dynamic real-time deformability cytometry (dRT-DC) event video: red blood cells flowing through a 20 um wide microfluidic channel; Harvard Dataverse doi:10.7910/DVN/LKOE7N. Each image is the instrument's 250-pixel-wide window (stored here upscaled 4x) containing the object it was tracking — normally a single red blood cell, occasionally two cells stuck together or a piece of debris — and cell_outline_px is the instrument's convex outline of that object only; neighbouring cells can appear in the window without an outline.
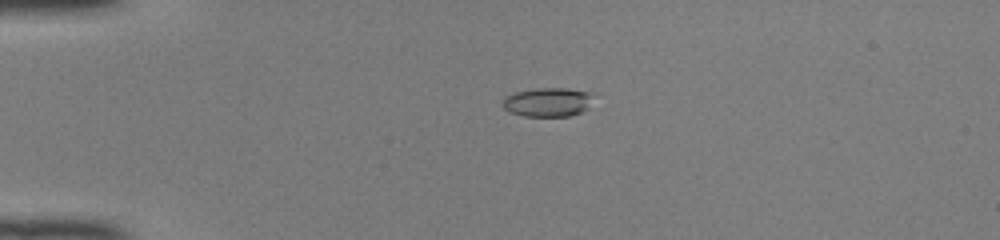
{"species": "common noctule bat (a hibernating species)", "species_latin": "Nyctalus noctula", "temperature_condition": "room temperature", "stored_images_in_passage": 40, "camera_frame_rate_fps": 3000, "um_per_image_px": 0.085, "animal": {"sex": "female", "body_mass_g": 22.0, "forearm_length_mm": 56.7}, "frame": {"image": 1, "passage_image": 2, "time_ms": 0.333, "image_size_px": [1000, 240], "cell_outline_px": [[592, 92], [588, 108], [580, 112], [568, 116], [524, 116], [508, 112], [500, 104], [504, 96], [516, 92], [536, 88], [568, 88]], "centroid_in_image_um": [46.5, 8.67], "position_along_channel_um": 38.5, "area_um2": 15.43}}
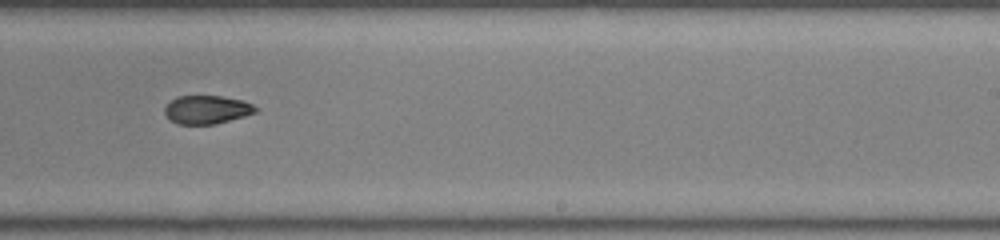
{"frame": {"image": 2, "passage_image": 22, "time_ms": 7.0, "image_size_px": [1000, 240], "cell_outline_px": [[260, 108], [256, 112], [244, 116], [216, 124], [176, 124], [164, 112], [164, 108], [176, 96], [220, 96], [244, 100]], "centroid_in_image_um": [17.62, 9.31], "position_along_channel_um": 271.4, "area_um2": 15.03}}
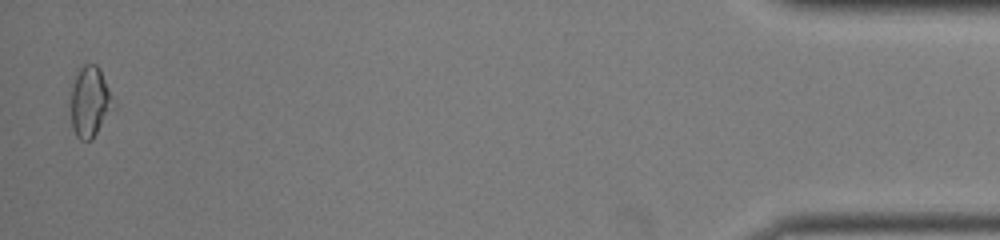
{"frame": {"image": 3, "passage_image": 39, "time_ms": 12.667, "image_size_px": [1000, 240], "cell_outline_px": [[116, 108], [92, 140], [80, 140], [76, 136], [72, 128], [72, 88], [76, 68], [84, 64], [96, 64], [100, 68], [116, 104]], "centroid_in_image_um": [7.68, 8.65], "position_along_channel_um": 427.5, "area_um2": 17.98}, "authors_computed_cell_mechanics": {"area_um2": 15.9528, "velocity_mm_per_s": 4.1464, "shape_relaxation_time_tau1_ms": null, "shape_relaxation_time_tau2_ms": 2.6596, "deformation_change_tau1": null, "deformation_change_tau2": 0.074}}